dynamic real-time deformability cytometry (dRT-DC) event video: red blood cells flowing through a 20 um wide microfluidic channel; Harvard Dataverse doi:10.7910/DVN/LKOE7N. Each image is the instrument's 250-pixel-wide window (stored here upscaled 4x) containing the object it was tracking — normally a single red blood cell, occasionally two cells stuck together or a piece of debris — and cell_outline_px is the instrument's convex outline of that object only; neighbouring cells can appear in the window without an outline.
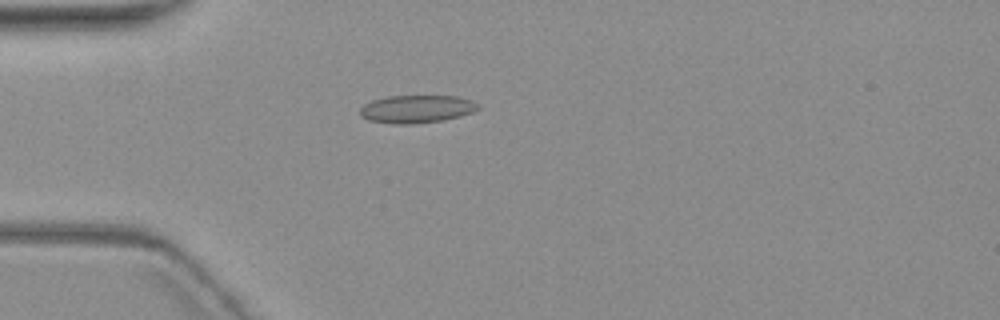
{"species": "common noctule bat (a hibernating species)", "species_latin": "Nyctalus noctula", "temperature_condition": "warm", "stored_images_in_passage": 2, "camera_frame_rate_fps": 3000, "um_per_image_px": 0.085, "animal": {"sex": "female", "body_mass_g": 19.3, "forearm_length_mm": 54.1}, "frame": {"image": 1, "passage_image": 2, "time_ms": 1.0, "image_size_px": [1000, 320], "cell_outline_px": [[480, 108], [472, 112], [460, 116], [440, 120], [412, 124], [392, 124], [368, 120], [360, 116], [360, 108], [364, 104], [372, 100], [388, 96], [456, 96], [472, 100], [480, 104]], "centroid_in_image_um": [35.4, 9.26], "position_along_channel_um": 49.6, "area_um2": 19.19}}